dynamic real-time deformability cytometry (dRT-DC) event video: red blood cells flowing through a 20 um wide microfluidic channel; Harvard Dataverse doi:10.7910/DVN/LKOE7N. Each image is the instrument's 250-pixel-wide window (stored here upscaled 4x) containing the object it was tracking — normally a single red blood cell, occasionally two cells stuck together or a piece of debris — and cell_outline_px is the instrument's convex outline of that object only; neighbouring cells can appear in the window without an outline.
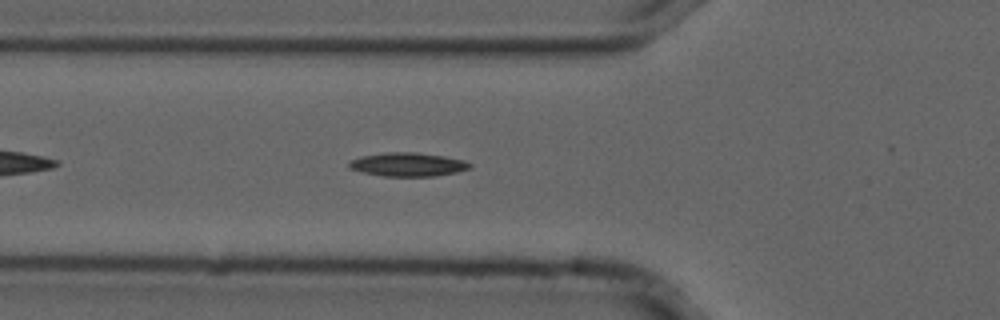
{"species": "common noctule bat (a hibernating species)", "species_latin": "Nyctalus noctula", "temperature_condition": "cold", "stored_images_in_passage": 40, "camera_frame_rate_fps": 3000, "um_per_image_px": 0.085, "animal": {"sex": "male", "forearm_length_mm": 52.5}, "frame": {"image": 1, "passage_image": 5, "time_ms": 1.333, "image_size_px": [1000, 320], "cell_outline_px": [[472, 168], [456, 172], [436, 176], [384, 176], [364, 172], [348, 168], [348, 164], [352, 160], [360, 156], [388, 152], [416, 152], [444, 156], [464, 160], [472, 164]], "centroid_in_image_um": [34.7, 13.98], "position_along_channel_um": 91.1, "area_um2": 16.65}}
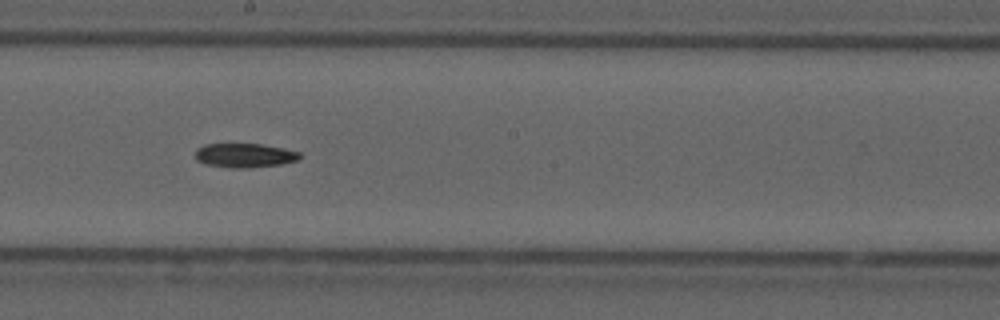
{"frame": {"image": 2, "passage_image": 16, "time_ms": 5.0, "image_size_px": [1000, 320], "cell_outline_px": [[300, 160], [280, 164], [248, 168], [228, 168], [204, 164], [196, 160], [196, 148], [204, 144], [260, 144], [284, 148], [300, 152]], "centroid_in_image_um": [20.78, 13.21], "position_along_channel_um": 227.4, "area_um2": 14.85}}
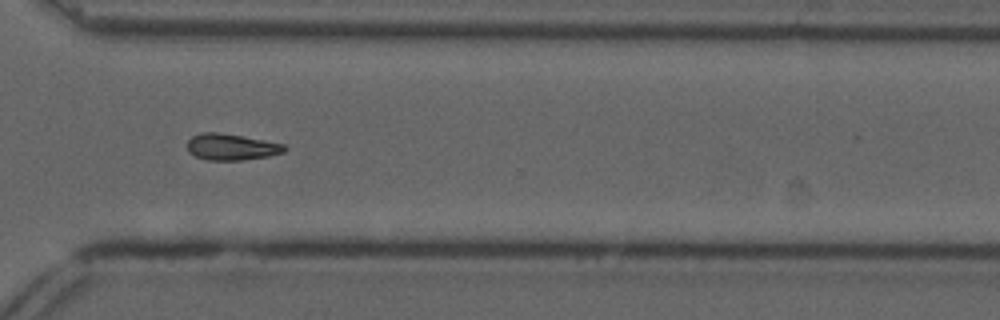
{"frame": {"image": 3, "passage_image": 26, "time_ms": 8.333, "image_size_px": [1000, 320], "cell_outline_px": [[288, 148], [284, 152], [268, 156], [240, 160], [208, 160], [196, 156], [188, 152], [188, 140], [192, 136], [200, 132], [216, 132], [240, 136], [284, 144]], "centroid_in_image_um": [19.65, 12.49], "position_along_channel_um": 351.0, "area_um2": 14.74}, "authors_computed_cell_mechanics": {"area_um2": 14.7968, "velocity_mm_per_s": 3.7035, "shape_relaxation_time_tau1_ms": 10.4387, "shape_relaxation_time_tau2_ms": null, "deformation_change_tau1": 0.1976, "deformation_change_tau2": null}}